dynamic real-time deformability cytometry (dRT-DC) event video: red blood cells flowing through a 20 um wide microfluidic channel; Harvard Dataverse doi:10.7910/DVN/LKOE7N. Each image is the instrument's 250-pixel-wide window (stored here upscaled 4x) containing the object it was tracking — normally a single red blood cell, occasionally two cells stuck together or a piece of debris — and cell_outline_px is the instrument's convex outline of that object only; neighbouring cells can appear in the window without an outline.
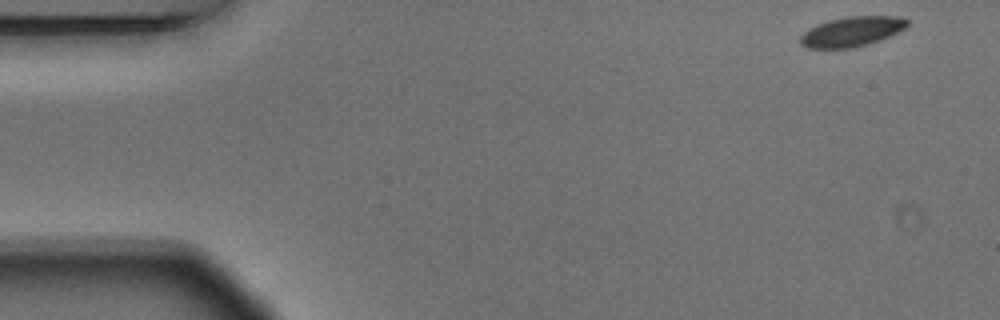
{"species": "Egyptian fruit bat (a non-hibernating species)", "species_latin": "Rousettus aegyptiacus", "temperature_condition": "warm", "stored_images_in_passage": 53, "camera_frame_rate_fps": 3000, "um_per_image_px": 0.085, "animal": {"sex": "male"}, "frame": {"image": 1, "passage_image": 1, "time_ms": 0.0, "image_size_px": [1000, 320], "cell_outline_px": [[908, 24], [904, 28], [880, 40], [868, 44], [852, 48], [808, 48], [800, 44], [800, 36], [808, 28], [816, 24], [828, 20], [844, 16], [900, 16], [908, 20]], "centroid_in_image_um": [72.36, 2.67], "position_along_channel_um": 12.6, "area_um2": 18.67}}
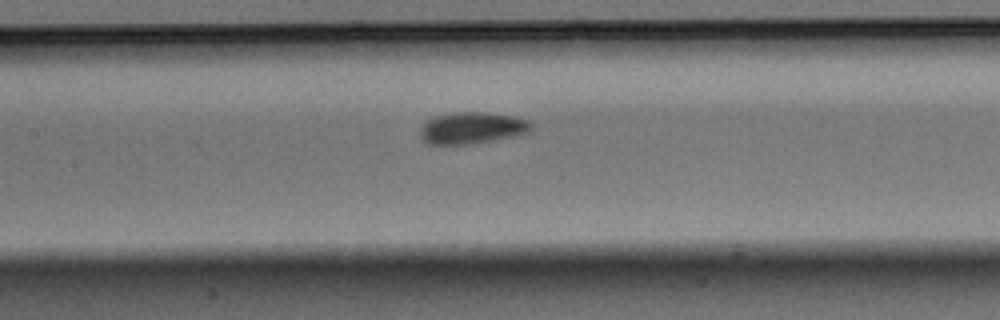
{"frame": {"image": 2, "passage_image": 23, "time_ms": 7.333, "image_size_px": [1000, 320], "cell_outline_px": [[532, 128], [528, 132], [516, 136], [472, 144], [428, 144], [420, 136], [420, 128], [432, 116], [456, 112], [488, 112], [512, 116], [528, 120], [532, 124]], "centroid_in_image_um": [40.12, 10.87], "position_along_channel_um": 167.3, "area_um2": 20.58}}
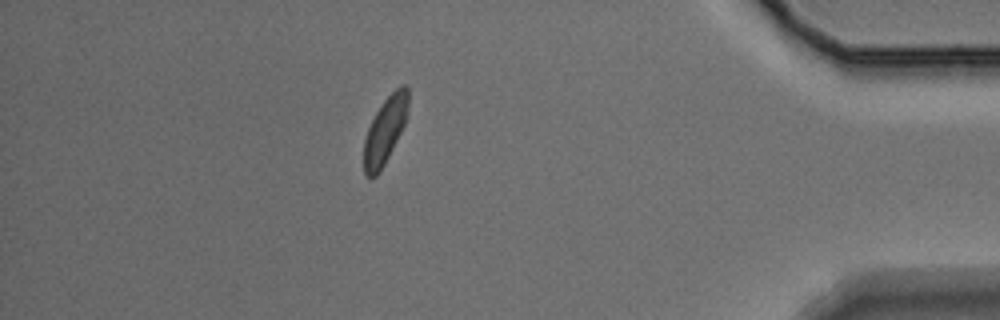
{"frame": {"image": 3, "passage_image": 46, "time_ms": 15.0, "image_size_px": [1000, 320], "cell_outline_px": [[408, 108], [404, 124], [380, 172], [376, 176], [368, 176], [364, 172], [364, 140], [368, 128], [376, 112], [384, 100], [400, 84], [404, 84], [408, 88]], "centroid_in_image_um": [32.73, 11.05], "position_along_channel_um": 402.5, "area_um2": 16.76}, "authors_computed_cell_mechanics": {"area_um2": 19.1318, "velocity_mm_per_s": 3.6459, "shape_relaxation_time_tau1_ms": 2.5138, "shape_relaxation_time_tau2_ms": null, "deformation_change_tau1": 0.0732, "deformation_change_tau2": null}}